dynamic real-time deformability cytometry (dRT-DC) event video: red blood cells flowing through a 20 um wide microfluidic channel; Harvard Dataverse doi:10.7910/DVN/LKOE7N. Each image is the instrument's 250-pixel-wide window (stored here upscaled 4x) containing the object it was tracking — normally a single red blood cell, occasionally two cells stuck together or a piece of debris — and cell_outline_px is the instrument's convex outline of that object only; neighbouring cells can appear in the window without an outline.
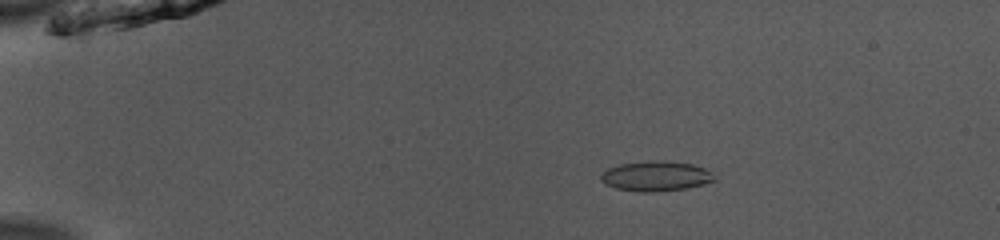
{"species": "common noctule bat (a hibernating species)", "species_latin": "Nyctalus noctula", "temperature_condition": "room temperature", "stored_images_in_passage": 52, "camera_frame_rate_fps": 3000, "um_per_image_px": 0.085, "animal": {"sex": "male", "body_mass_g": 13.0, "forearm_length_mm": 53.1}, "frame": {"image": 1, "passage_image": 11, "time_ms": 3.333, "image_size_px": [1000, 240], "cell_outline_px": [[716, 180], [704, 184], [688, 188], [656, 192], [640, 192], [616, 188], [604, 184], [600, 180], [600, 176], [608, 168], [620, 164], [664, 160], [692, 164], [704, 168], [712, 172]], "centroid_in_image_um": [55.77, 14.98], "position_along_channel_um": 29.2, "area_um2": 19.83}}
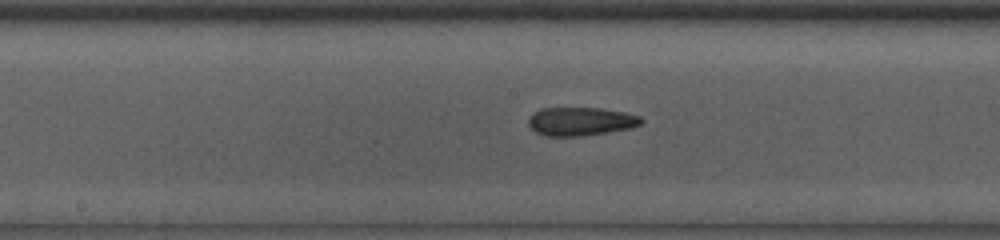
{"frame": {"image": 2, "passage_image": 29, "time_ms": 9.333, "image_size_px": [1000, 240], "cell_outline_px": [[644, 120], [640, 124], [632, 128], [580, 136], [544, 136], [536, 132], [528, 124], [528, 116], [532, 112], [540, 108], [600, 108], [624, 112], [640, 116]], "centroid_in_image_um": [49.32, 10.31], "position_along_channel_um": 198.9, "area_um2": 18.79}}
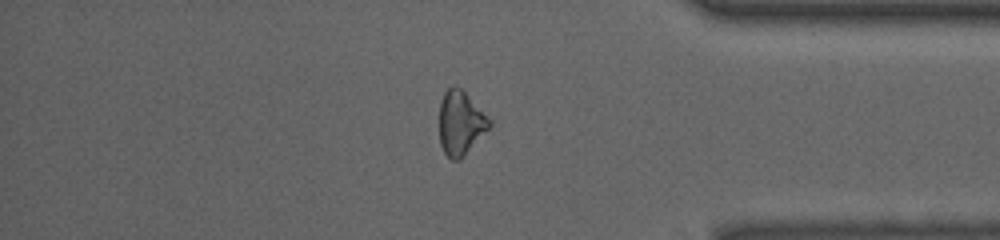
{"frame": {"image": 3, "passage_image": 45, "time_ms": 14.667, "image_size_px": [1000, 240], "cell_outline_px": [[492, 124], [464, 156], [460, 160], [452, 160], [444, 152], [440, 144], [440, 100], [444, 92], [448, 88], [460, 88], [492, 120]], "centroid_in_image_um": [39.15, 10.48], "position_along_channel_um": 396.1, "area_um2": 18.38}, "authors_computed_cell_mechanics": {"area_um2": 19.0451, "velocity_mm_per_s": 3.9802, "shape_relaxation_time_tau1_ms": null, "shape_relaxation_time_tau2_ms": 2.0152, "deformation_change_tau1": null, "deformation_change_tau2": 0.0982}}